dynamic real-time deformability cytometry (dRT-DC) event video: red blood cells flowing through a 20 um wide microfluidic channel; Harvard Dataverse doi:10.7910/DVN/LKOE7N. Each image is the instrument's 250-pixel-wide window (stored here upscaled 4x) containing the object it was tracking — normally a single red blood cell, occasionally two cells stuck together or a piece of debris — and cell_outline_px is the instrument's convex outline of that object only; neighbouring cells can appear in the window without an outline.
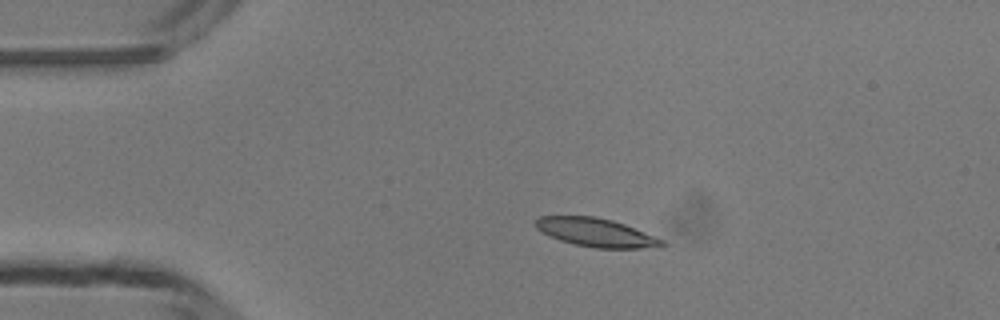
{"species": "common noctule bat (a hibernating species)", "species_latin": "Nyctalus noctula", "temperature_condition": "room temperature", "stored_images_in_passage": 39, "camera_frame_rate_fps": 3000, "um_per_image_px": 0.085, "animal": {"sex": "male", "body_mass_g": 13.3}, "frame": {"image": 1, "passage_image": 1, "time_ms": 0.0, "image_size_px": [1000, 320], "cell_outline_px": [[668, 244], [664, 248], [596, 248], [576, 244], [560, 240], [536, 228], [532, 224], [532, 220], [540, 216], [596, 216], [612, 220], [624, 224], [664, 240]], "centroid_in_image_um": [50.69, 19.76], "position_along_channel_um": 34.3, "area_um2": 21.1}}
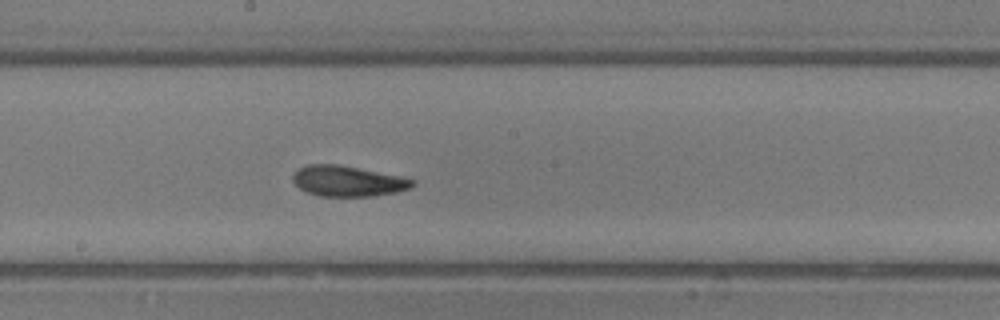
{"frame": {"image": 2, "passage_image": 17, "time_ms": 5.333, "image_size_px": [1000, 320], "cell_outline_px": [[416, 184], [412, 188], [396, 192], [372, 196], [320, 196], [308, 192], [300, 188], [292, 180], [292, 176], [300, 168], [308, 164], [336, 164], [416, 180]], "centroid_in_image_um": [29.56, 15.4], "position_along_channel_um": 218.6, "area_um2": 20.92}}
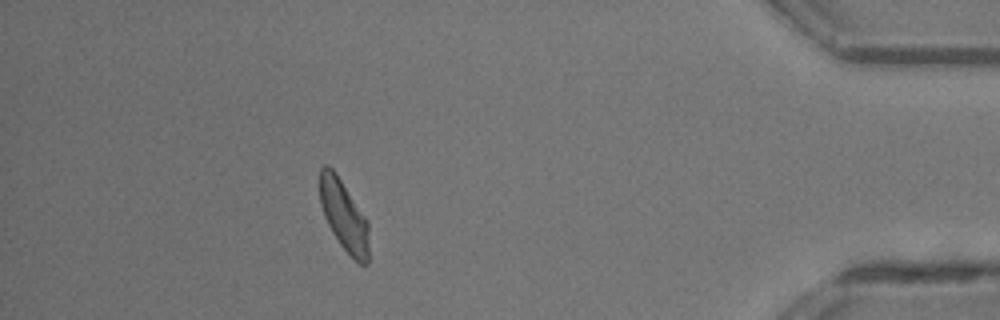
{"frame": {"image": 3, "passage_image": 34, "time_ms": 11.0, "image_size_px": [1000, 320], "cell_outline_px": [[368, 264], [360, 264], [340, 244], [332, 232], [324, 216], [320, 204], [320, 168], [324, 164], [328, 164], [336, 172], [368, 220]], "centroid_in_image_um": [29.22, 18.28], "position_along_channel_um": 406.0, "area_um2": 20.17}, "authors_computed_cell_mechanics": {"area_um2": 20.8658, "velocity_mm_per_s": 4.2499, "shape_relaxation_time_tau1_ms": 2.597, "shape_relaxation_time_tau2_ms": 2.5437, "deformation_change_tau1": 0.1326, "deformation_change_tau2": 0.1031}}